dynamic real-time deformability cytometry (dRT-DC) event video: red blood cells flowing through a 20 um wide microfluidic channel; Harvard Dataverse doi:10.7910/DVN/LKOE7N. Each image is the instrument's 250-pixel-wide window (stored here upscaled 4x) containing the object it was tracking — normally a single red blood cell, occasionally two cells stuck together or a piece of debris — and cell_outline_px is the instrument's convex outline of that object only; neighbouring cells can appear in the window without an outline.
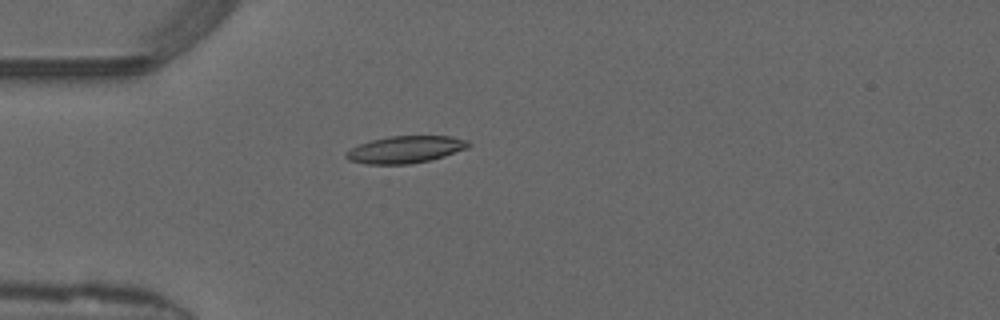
{"species": "common noctule bat (a hibernating species)", "species_latin": "Nyctalus noctula", "temperature_condition": "warm", "stored_images_in_passage": 46, "camera_frame_rate_fps": 3000, "um_per_image_px": 0.085, "animal": {"sex": "male", "forearm_length_mm": 52.5}, "frame": {"image": 1, "passage_image": 11, "time_ms": 3.333, "image_size_px": [1000, 320], "cell_outline_px": [[472, 144], [468, 148], [432, 160], [408, 164], [368, 164], [348, 160], [344, 156], [344, 152], [360, 144], [372, 140], [388, 136], [452, 136], [468, 140]], "centroid_in_image_um": [34.48, 12.71], "position_along_channel_um": 50.5, "area_um2": 19.42}}
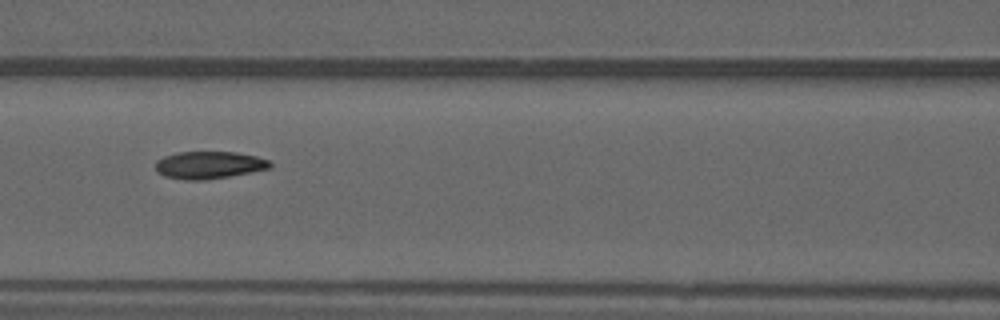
{"frame": {"image": 2, "passage_image": 19, "time_ms": 6.0, "image_size_px": [1000, 320], "cell_outline_px": [[272, 168], [228, 176], [204, 180], [184, 180], [164, 176], [156, 172], [156, 160], [164, 156], [176, 152], [236, 152], [256, 156], [268, 160], [272, 164]], "centroid_in_image_um": [17.74, 14.02], "position_along_channel_um": 148.9, "area_um2": 18.32}}
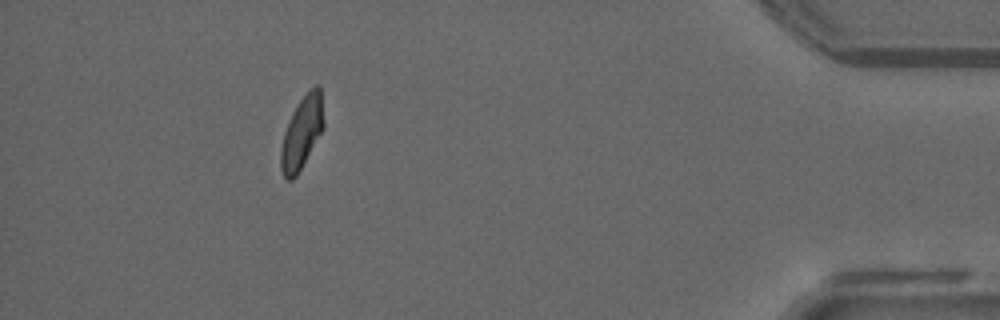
{"frame": {"image": 3, "passage_image": 42, "time_ms": 13.667, "image_size_px": [1000, 320], "cell_outline_px": [[324, 128], [296, 176], [292, 180], [288, 180], [284, 176], [280, 168], [280, 148], [284, 132], [292, 112], [308, 88], [316, 84], [320, 84], [324, 120]], "centroid_in_image_um": [25.66, 11.23], "position_along_channel_um": 409.5, "area_um2": 18.21}, "authors_computed_cell_mechanics": {"area_um2": 18.6116, "velocity_mm_per_s": 4.1406, "shape_relaxation_time_tau1_ms": 6.9119, "shape_relaxation_time_tau2_ms": 2.4722, "deformation_change_tau1": 0.2084, "deformation_change_tau2": 0.0781}}